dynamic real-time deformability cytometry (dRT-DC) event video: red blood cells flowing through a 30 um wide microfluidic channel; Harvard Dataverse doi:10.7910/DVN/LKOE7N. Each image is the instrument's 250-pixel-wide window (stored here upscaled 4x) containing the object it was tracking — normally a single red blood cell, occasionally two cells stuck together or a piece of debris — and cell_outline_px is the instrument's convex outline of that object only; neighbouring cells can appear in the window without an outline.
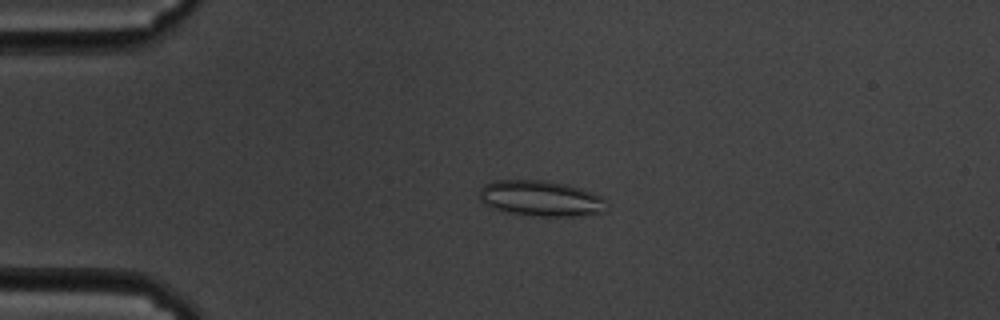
{"species": "common noctule bat (a hibernating species)", "species_latin": "Nyctalus noctula", "temperature_condition": "cold", "stored_images_in_passage": 58, "camera_frame_rate_fps": 3000, "um_per_image_px": 0.085, "animal": {"sex": "male", "body_mass_g": 19.5, "forearm_length_mm": 54.6}, "frame": {"image": 1, "passage_image": 13, "time_ms": 4.0, "image_size_px": [1000, 320], "cell_outline_px": [[608, 204], [604, 212], [580, 216], [536, 216], [508, 212], [492, 208], [484, 204], [480, 200], [480, 188], [484, 184], [492, 180], [544, 180], [568, 184], [592, 192], [600, 196]], "centroid_in_image_um": [45.97, 16.86], "position_along_channel_um": 39.0, "area_um2": 26.65}}
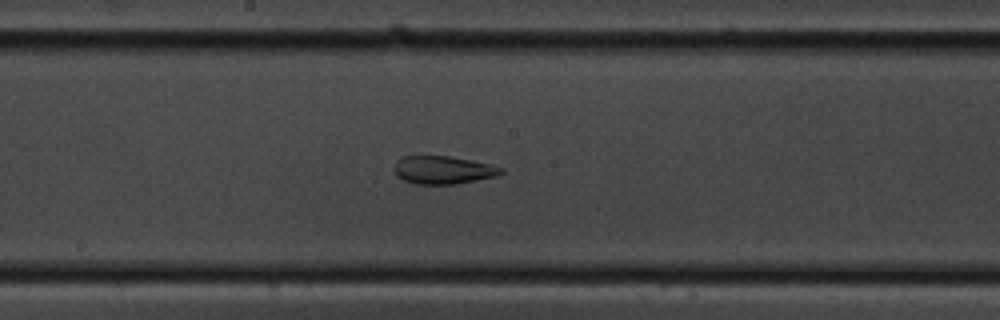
{"frame": {"image": 2, "passage_image": 31, "time_ms": 10.0, "image_size_px": [1000, 320], "cell_outline_px": [[504, 172], [496, 176], [456, 184], [416, 184], [404, 180], [396, 176], [392, 168], [396, 160], [404, 156], [448, 156], [472, 160], [504, 168]], "centroid_in_image_um": [37.62, 14.45], "position_along_channel_um": 210.6, "area_um2": 17.51}}
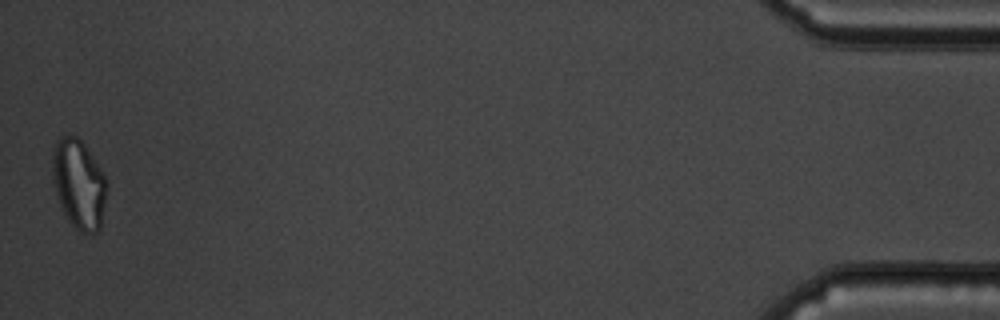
{"frame": {"image": 3, "passage_image": 58, "time_ms": 19.0, "image_size_px": [1000, 320], "cell_outline_px": [[104, 200], [100, 228], [96, 232], [80, 232], [68, 220], [60, 208], [52, 184], [52, 148], [56, 140], [64, 136], [76, 136], [84, 144], [104, 172]], "centroid_in_image_um": [6.63, 15.62], "position_along_channel_um": 428.6, "area_um2": 28.09}, "authors_computed_cell_mechanics": {"area_um2": 24.9696, "velocity_mm_per_s": 3.3964, "shape_relaxation_time_tau1_ms": null, "shape_relaxation_time_tau2_ms": 1.9867, "deformation_change_tau1": null, "deformation_change_tau2": 0.0922}}